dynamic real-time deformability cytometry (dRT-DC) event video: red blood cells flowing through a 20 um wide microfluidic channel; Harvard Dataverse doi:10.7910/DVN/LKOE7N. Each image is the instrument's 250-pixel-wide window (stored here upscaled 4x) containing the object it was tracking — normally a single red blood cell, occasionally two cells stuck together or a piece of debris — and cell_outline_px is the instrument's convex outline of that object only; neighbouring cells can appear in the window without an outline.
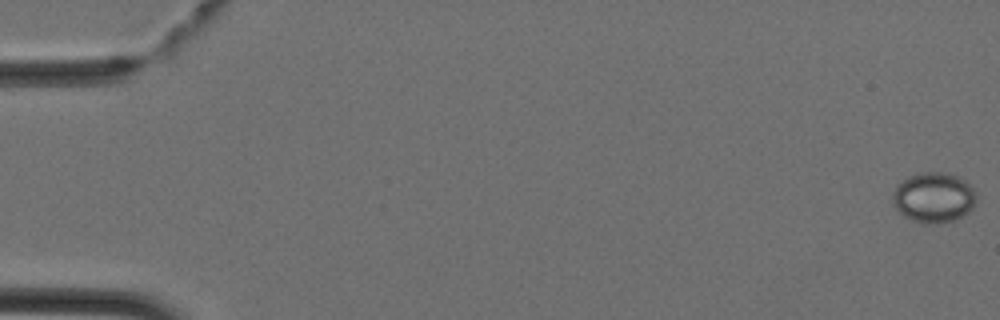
{"species": "Egyptian fruit bat (a non-hibernating species)", "species_latin": "Rousettus aegyptiacus", "temperature_condition": "cold", "stored_images_in_passage": 6, "camera_frame_rate_fps": 3000, "um_per_image_px": 0.085, "animal": {"sex": "female"}, "frame": {"image": 1, "passage_image": 1, "time_ms": 0.0, "image_size_px": [1000, 320], "cell_outline_px": [[976, 200], [972, 208], [968, 212], [952, 220], [936, 224], [924, 224], [912, 220], [904, 216], [892, 204], [892, 192], [896, 184], [908, 176], [924, 172], [944, 172], [960, 176], [972, 188], [976, 196]], "centroid_in_image_um": [79.32, 16.78], "position_along_channel_um": 5.7, "area_um2": 24.62}}
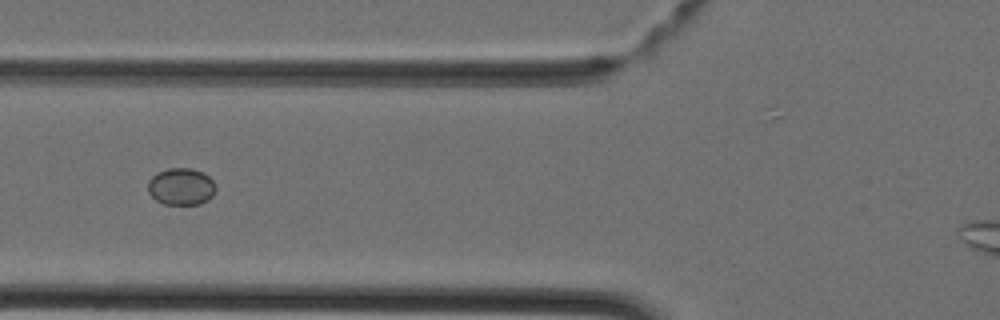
{"frame": {"image": 2, "passage_image": 6, "time_ms": 1.667, "image_size_px": [1000, 320], "cell_outline_px": [[216, 188], [212, 196], [208, 200], [200, 204], [164, 204], [156, 200], [148, 192], [148, 180], [156, 172], [168, 168], [192, 168], [204, 172], [216, 184]], "centroid_in_image_um": [15.4, 15.84], "position_along_channel_um": 110.4, "area_um2": 14.8}}